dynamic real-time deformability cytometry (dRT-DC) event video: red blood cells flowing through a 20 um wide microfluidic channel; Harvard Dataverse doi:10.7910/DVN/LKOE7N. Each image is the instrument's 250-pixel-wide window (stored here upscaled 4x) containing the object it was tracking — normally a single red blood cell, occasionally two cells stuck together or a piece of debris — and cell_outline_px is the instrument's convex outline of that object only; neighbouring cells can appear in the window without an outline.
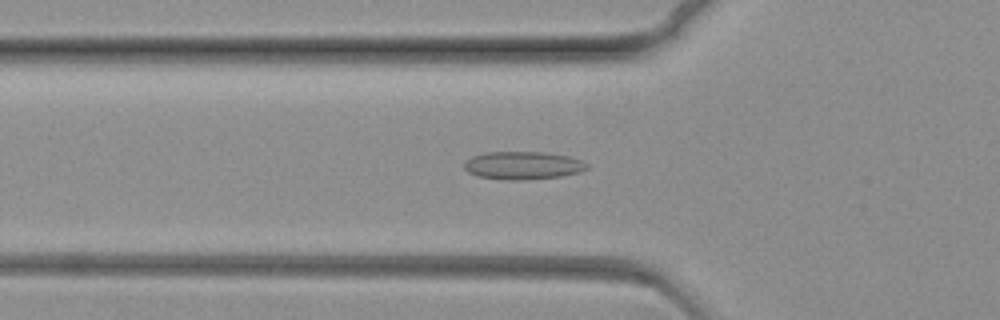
{"species": "common noctule bat (a hibernating species)", "species_latin": "Nyctalus noctula", "temperature_condition": "warm", "stored_images_in_passage": 70, "camera_frame_rate_fps": 3000, "um_per_image_px": 0.085, "animal": {"sex": "female", "body_mass_g": 19.3, "forearm_length_mm": 54.1}, "frame": {"image": 1, "passage_image": 25, "time_ms": 8.0, "image_size_px": [1000, 320], "cell_outline_px": [[588, 168], [580, 172], [560, 176], [524, 180], [504, 180], [476, 176], [468, 172], [464, 168], [464, 160], [472, 156], [488, 152], [544, 152], [568, 156], [580, 160], [588, 164]], "centroid_in_image_um": [44.41, 14.06], "position_along_channel_um": 81.4, "area_um2": 20.06}}
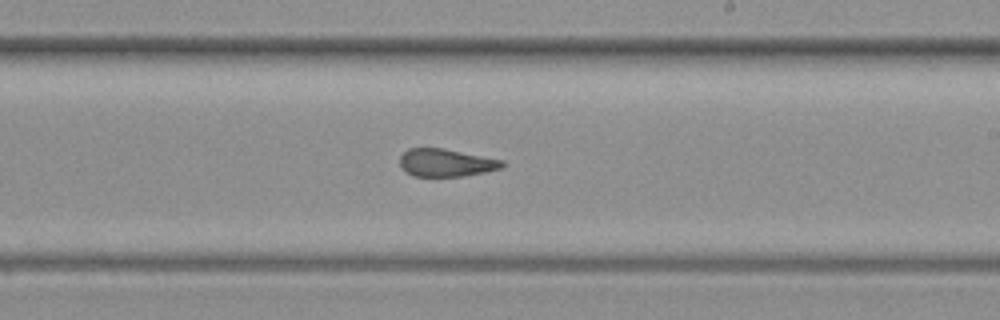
{"frame": {"image": 2, "passage_image": 43, "time_ms": 14.0, "image_size_px": [1000, 320], "cell_outline_px": [[504, 164], [500, 168], [484, 172], [464, 176], [412, 176], [400, 164], [400, 156], [408, 148], [444, 148], [504, 160]], "centroid_in_image_um": [37.92, 13.82], "position_along_channel_um": 251.1, "area_um2": 16.42}}
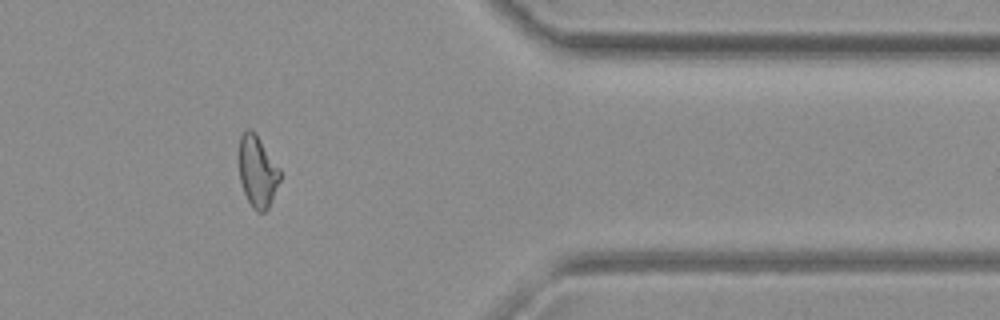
{"frame": {"image": 3, "passage_image": 60, "time_ms": 19.667, "image_size_px": [1000, 320], "cell_outline_px": [[280, 180], [268, 208], [264, 212], [256, 212], [252, 208], [244, 192], [240, 180], [240, 136], [244, 128], [252, 128], [256, 132], [280, 168]], "centroid_in_image_um": [21.89, 14.53], "position_along_channel_um": 389.5, "area_um2": 17.17}}